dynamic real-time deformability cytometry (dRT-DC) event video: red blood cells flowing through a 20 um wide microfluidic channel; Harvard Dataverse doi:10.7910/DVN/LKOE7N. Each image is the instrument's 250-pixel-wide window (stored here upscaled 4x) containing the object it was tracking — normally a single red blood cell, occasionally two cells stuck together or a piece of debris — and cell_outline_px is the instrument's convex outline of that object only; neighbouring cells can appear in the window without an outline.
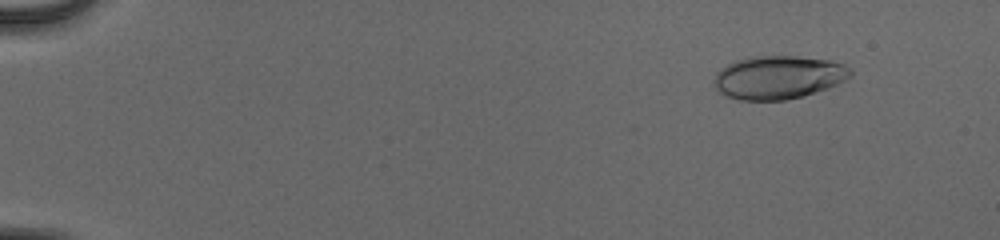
{"species": "human", "species_latin": "Homo sapiens", "temperature_condition": "cold", "stored_images_in_passage": 49, "camera_frame_rate_fps": 3000, "um_per_image_px": 0.085, "donor": {"sex": "male"}, "frame": {"image": 1, "passage_image": 2, "time_ms": 0.333, "image_size_px": [1000, 240], "cell_outline_px": [[852, 76], [828, 88], [804, 96], [788, 100], [740, 100], [724, 96], [716, 88], [712, 80], [716, 72], [720, 68], [736, 60], [752, 56], [796, 56], [828, 60], [844, 64], [852, 72]], "centroid_in_image_um": [66.12, 6.58], "position_along_channel_um": 18.9, "area_um2": 34.62}}
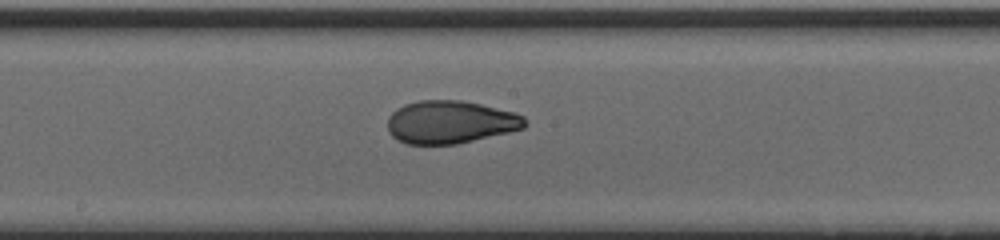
{"frame": {"image": 2, "passage_image": 27, "time_ms": 8.667, "image_size_px": [1000, 240], "cell_outline_px": [[528, 124], [524, 128], [508, 132], [456, 144], [408, 144], [396, 140], [388, 132], [388, 116], [396, 108], [404, 104], [420, 100], [460, 100], [480, 104], [516, 112], [524, 116]], "centroid_in_image_um": [38.27, 10.37], "position_along_channel_um": 209.9, "area_um2": 34.45}}
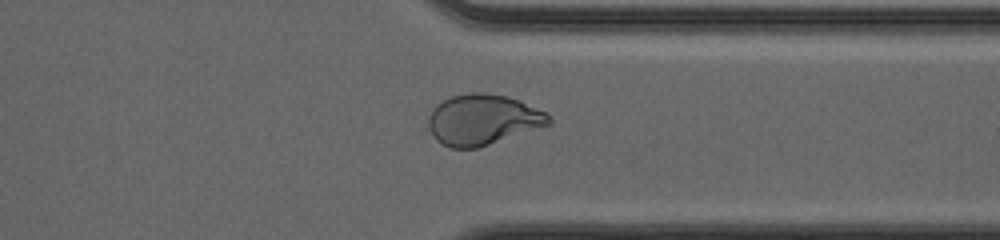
{"frame": {"image": 3, "passage_image": 39, "time_ms": 12.667, "image_size_px": [1000, 240], "cell_outline_px": [[552, 124], [476, 148], [452, 148], [436, 140], [428, 128], [428, 116], [436, 104], [452, 96], [472, 92], [484, 92], [508, 96], [520, 100], [548, 112], [552, 120]], "centroid_in_image_um": [41.06, 10.15], "position_along_channel_um": 370.3, "area_um2": 35.66}, "authors_computed_cell_mechanics": {"area_um2": 34.3332, "velocity_mm_per_s": 4.0124, "shape_relaxation_time_tau1_ms": 7.0341, "shape_relaxation_time_tau2_ms": 0.9143, "deformation_change_tau1": 0.2337, "deformation_change_tau2": 0.0585}}